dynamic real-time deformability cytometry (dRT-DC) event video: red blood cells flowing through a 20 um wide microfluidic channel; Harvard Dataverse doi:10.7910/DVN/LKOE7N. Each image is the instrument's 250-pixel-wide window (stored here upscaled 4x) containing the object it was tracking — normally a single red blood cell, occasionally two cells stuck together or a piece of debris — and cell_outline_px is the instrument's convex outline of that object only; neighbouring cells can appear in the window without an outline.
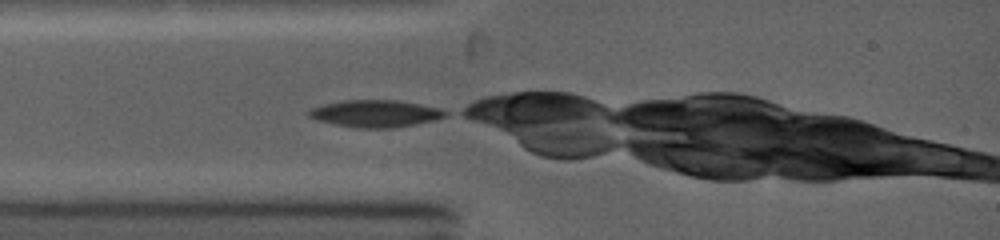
{"species": "common noctule bat (a hibernating species)", "species_latin": "Nyctalus noctula", "temperature_condition": "warm", "stored_images_in_passage": 1, "camera_frame_rate_fps": 5000, "um_per_image_px": 0.085, "animal": {"sex": "female", "body_mass_g": 19.0, "forearm_length_mm": 53.3}, "frame": {"image": 1, "passage_image": 1, "time_ms": 0.0, "image_size_px": [1000, 240], "cell_outline_px": [[448, 116], [416, 124], [392, 128], [356, 128], [316, 120], [308, 116], [304, 112], [308, 108], [340, 100], [400, 100], [440, 108], [448, 112]], "centroid_in_image_um": [31.86, 9.64], "position_along_channel_um": 53.1, "area_um2": 21.85}}